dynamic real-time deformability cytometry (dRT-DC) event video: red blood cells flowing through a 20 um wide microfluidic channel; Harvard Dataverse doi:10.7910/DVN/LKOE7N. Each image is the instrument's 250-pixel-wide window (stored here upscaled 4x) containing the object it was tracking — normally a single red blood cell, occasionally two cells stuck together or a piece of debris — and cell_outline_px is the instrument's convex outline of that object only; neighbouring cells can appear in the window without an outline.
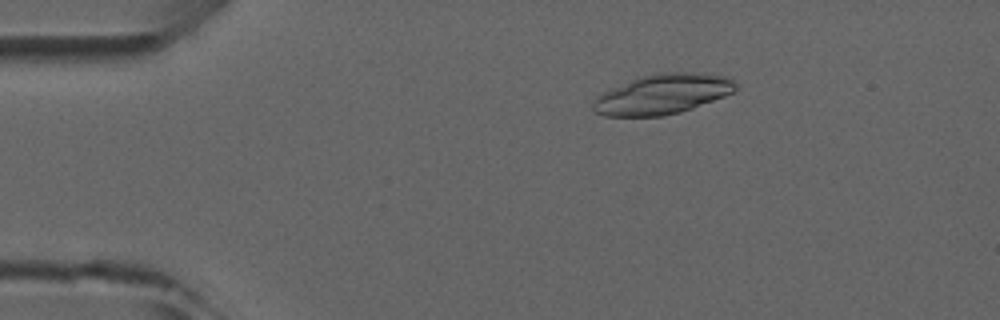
{"species": "common noctule bat (a hibernating species)", "species_latin": "Nyctalus noctula", "temperature_condition": "room temperature", "stored_images_in_passage": 5, "camera_frame_rate_fps": 3000, "um_per_image_px": 0.085, "animal": {"sex": "male", "forearm_length_mm": 52.5}, "frame": {"image": 1, "passage_image": 2, "time_ms": 1.333, "image_size_px": [1000, 320], "cell_outline_px": [[736, 88], [732, 92], [724, 96], [692, 108], [680, 112], [664, 116], [604, 116], [596, 112], [592, 108], [592, 104], [596, 96], [612, 88], [640, 76], [660, 72], [692, 72], [724, 76], [736, 80]], "centroid_in_image_um": [56.31, 8.0], "position_along_channel_um": 28.7, "area_um2": 33.06}}